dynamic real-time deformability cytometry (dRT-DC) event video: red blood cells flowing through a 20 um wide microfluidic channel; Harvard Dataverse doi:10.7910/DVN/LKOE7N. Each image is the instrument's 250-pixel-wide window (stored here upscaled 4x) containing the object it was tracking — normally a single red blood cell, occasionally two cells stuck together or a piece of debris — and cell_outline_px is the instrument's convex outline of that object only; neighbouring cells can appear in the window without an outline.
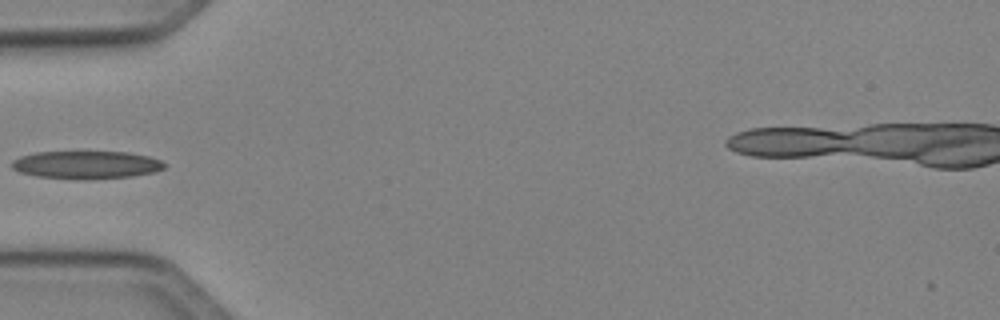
{"species": "Egyptian fruit bat (a non-hibernating species)", "species_latin": "Rousettus aegyptiacus", "temperature_condition": "cold", "stored_images_in_passage": 35, "camera_frame_rate_fps": 3000, "um_per_image_px": 0.085, "animal": {"sex": "female"}, "frame": {"image": 1, "passage_image": 1, "time_ms": 0.0, "image_size_px": [1000, 320], "cell_outline_px": [[168, 164], [164, 168], [156, 172], [132, 176], [88, 180], [84, 180], [36, 176], [20, 172], [12, 168], [12, 160], [20, 156], [36, 152], [128, 152], [148, 156], [160, 160]], "centroid_in_image_um": [7.36, 14.02], "position_along_channel_um": 77.6, "area_um2": 24.97}}
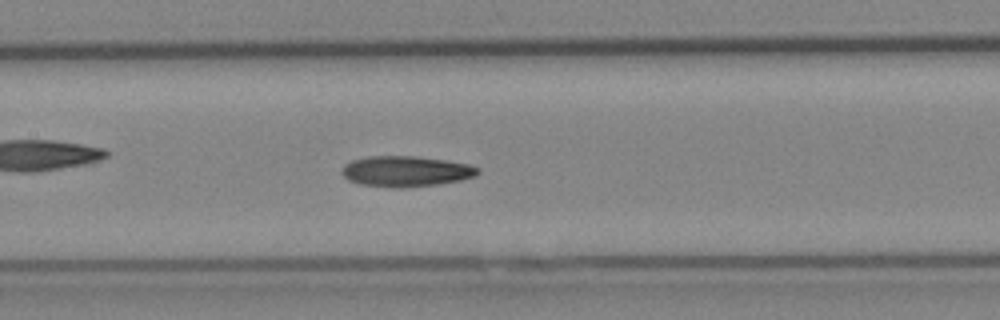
{"frame": {"image": 2, "passage_image": 8, "time_ms": 2.333, "image_size_px": [1000, 320], "cell_outline_px": [[480, 172], [476, 176], [460, 180], [436, 184], [396, 188], [360, 184], [348, 180], [340, 172], [344, 164], [352, 160], [368, 156], [416, 156], [444, 160], [468, 164], [480, 168]], "centroid_in_image_um": [34.48, 14.55], "position_along_channel_um": 172.9, "area_um2": 24.22}}
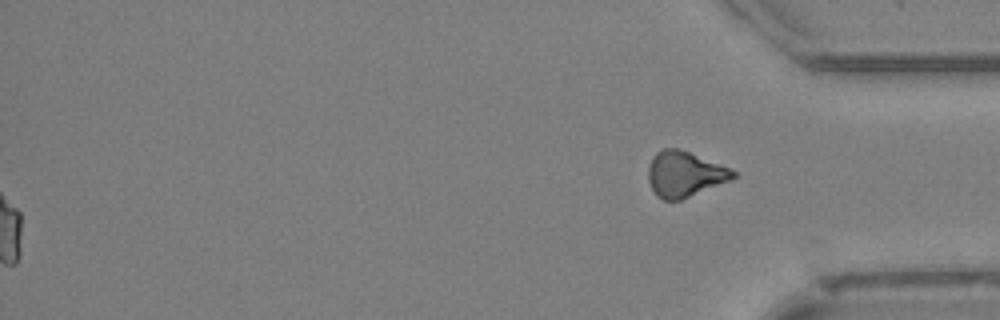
{"frame": {"image": 3, "passage_image": 35, "time_ms": 11.333, "image_size_px": [1000, 320], "cell_outline_px": [[736, 176], [732, 180], [680, 200], [664, 200], [656, 196], [648, 180], [648, 168], [652, 156], [656, 152], [664, 148], [680, 148], [720, 164], [736, 172]], "centroid_in_image_um": [58.18, 14.79], "position_along_channel_um": 377.0, "area_um2": 22.54}}